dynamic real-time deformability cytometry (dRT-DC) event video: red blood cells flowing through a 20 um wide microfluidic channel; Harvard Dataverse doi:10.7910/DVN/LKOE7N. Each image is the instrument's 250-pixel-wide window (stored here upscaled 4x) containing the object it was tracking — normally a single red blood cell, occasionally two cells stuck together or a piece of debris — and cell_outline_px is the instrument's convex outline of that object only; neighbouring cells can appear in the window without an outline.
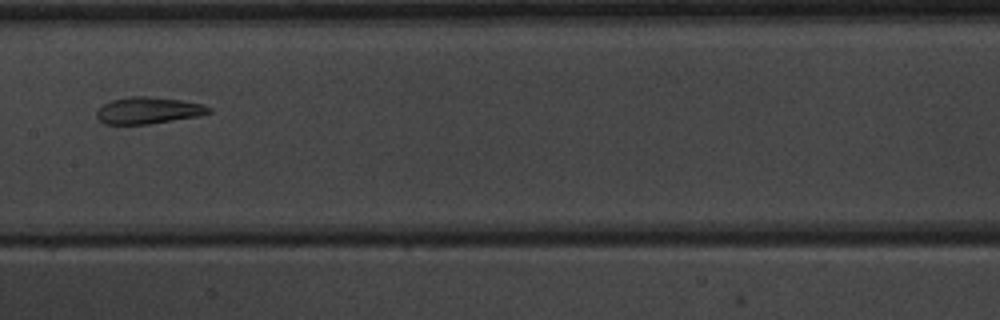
{"species": "common noctule bat (a hibernating species)", "species_latin": "Nyctalus noctula", "temperature_condition": "warm", "stored_images_in_passage": 8, "camera_frame_rate_fps": 3000, "um_per_image_px": 0.085, "animal": {"sex": "male", "body_mass_g": 20.1, "forearm_length_mm": 53.5}, "frame": {"image": 1, "passage_image": 7, "time_ms": 7.667, "image_size_px": [1000, 320], "cell_outline_px": [[212, 112], [200, 116], [148, 124], [104, 124], [96, 116], [96, 108], [112, 100], [132, 96], [148, 96], [180, 100], [204, 104], [212, 108]], "centroid_in_image_um": [12.62, 9.39], "position_along_channel_um": 194.8, "area_um2": 17.57}}
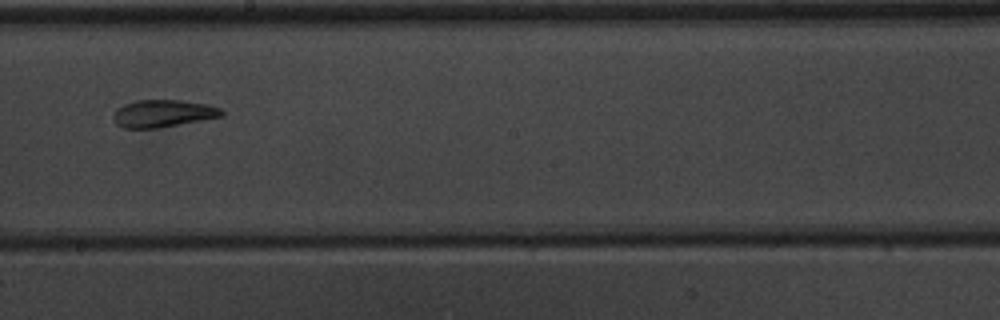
{"frame": {"image": 2, "passage_image": 8, "time_ms": 8.667, "image_size_px": [1000, 320], "cell_outline_px": [[224, 116], [156, 128], [124, 128], [116, 124], [112, 120], [112, 116], [116, 108], [124, 104], [136, 100], [180, 100], [208, 104], [220, 108], [224, 112]], "centroid_in_image_um": [13.82, 9.64], "position_along_channel_um": 234.4, "area_um2": 17.34}}